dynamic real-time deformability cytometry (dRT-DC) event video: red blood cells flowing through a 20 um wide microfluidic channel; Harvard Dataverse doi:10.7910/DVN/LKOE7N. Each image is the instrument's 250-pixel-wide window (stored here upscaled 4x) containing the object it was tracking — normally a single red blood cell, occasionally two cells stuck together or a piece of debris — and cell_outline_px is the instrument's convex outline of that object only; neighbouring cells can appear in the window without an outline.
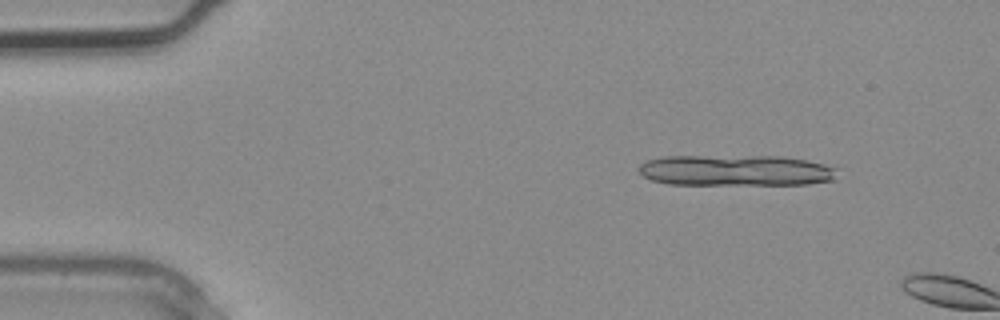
{"species": "common noctule bat (a hibernating species)", "species_latin": "Nyctalus noctula", "temperature_condition": "warm", "stored_images_in_passage": 2, "camera_frame_rate_fps": 3000, "um_per_image_px": 0.085, "animal": {"sex": "male", "body_mass_g": 20.4}, "frame": {"image": 1, "passage_image": 1, "time_ms": 0.0, "image_size_px": [1000, 320], "cell_outline_px": [[840, 168], [832, 180], [808, 184], [668, 184], [652, 180], [644, 176], [636, 168], [640, 164], [648, 160], [664, 156], [780, 156], [804, 160], [824, 164]], "centroid_in_image_um": [62.53, 14.48], "position_along_channel_um": 22.5, "area_um2": 35.84}}